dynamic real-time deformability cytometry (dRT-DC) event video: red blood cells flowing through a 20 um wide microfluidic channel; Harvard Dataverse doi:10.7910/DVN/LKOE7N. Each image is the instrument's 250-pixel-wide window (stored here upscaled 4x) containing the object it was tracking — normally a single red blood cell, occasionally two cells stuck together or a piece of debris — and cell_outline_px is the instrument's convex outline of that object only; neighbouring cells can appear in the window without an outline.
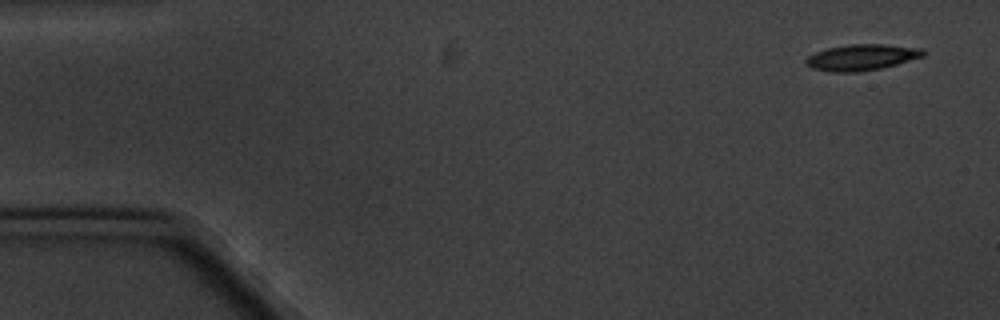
{"species": "common noctule bat (a hibernating species)", "species_latin": "Nyctalus noctula", "temperature_condition": "cold", "stored_images_in_passage": 3, "camera_frame_rate_fps": 3000, "um_per_image_px": 0.085, "animal": {"sex": "male", "body_mass_g": 20.1, "forearm_length_mm": 53.5}, "frame": {"image": 1, "passage_image": 1, "time_ms": 0.0, "image_size_px": [1000, 320], "cell_outline_px": [[928, 52], [924, 56], [896, 64], [880, 68], [856, 72], [832, 72], [812, 68], [804, 64], [804, 60], [808, 56], [816, 52], [828, 48], [852, 44], [884, 44], [924, 48]], "centroid_in_image_um": [73.26, 4.87], "position_along_channel_um": 11.7, "area_um2": 17.86}}